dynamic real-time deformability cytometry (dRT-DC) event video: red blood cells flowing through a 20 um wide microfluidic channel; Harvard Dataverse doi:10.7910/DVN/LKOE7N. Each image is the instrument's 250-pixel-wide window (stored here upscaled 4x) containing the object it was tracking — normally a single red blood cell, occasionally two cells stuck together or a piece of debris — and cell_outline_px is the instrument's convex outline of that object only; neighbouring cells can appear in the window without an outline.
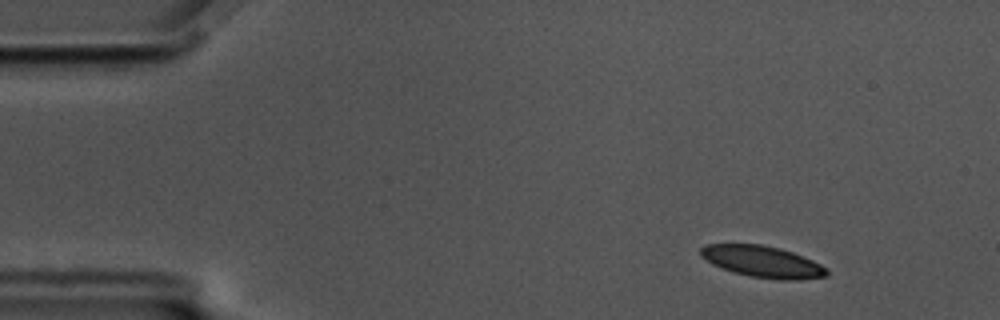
{"species": "common noctule bat (a hibernating species)", "species_latin": "Nyctalus noctula", "temperature_condition": "cold", "stored_images_in_passage": 51, "camera_frame_rate_fps": 3000, "um_per_image_px": 0.085, "animal": {"sex": "male", "body_mass_g": 17.5, "forearm_length_mm": 52.3}, "frame": {"image": 1, "passage_image": 7, "time_ms": 2.0, "image_size_px": [1000, 320], "cell_outline_px": [[828, 276], [796, 280], [780, 280], [752, 276], [736, 272], [712, 264], [700, 256], [700, 248], [704, 244], [760, 244], [780, 248], [792, 252], [812, 260], [828, 268]], "centroid_in_image_um": [64.82, 22.23], "position_along_channel_um": 20.2, "area_um2": 23.0}}
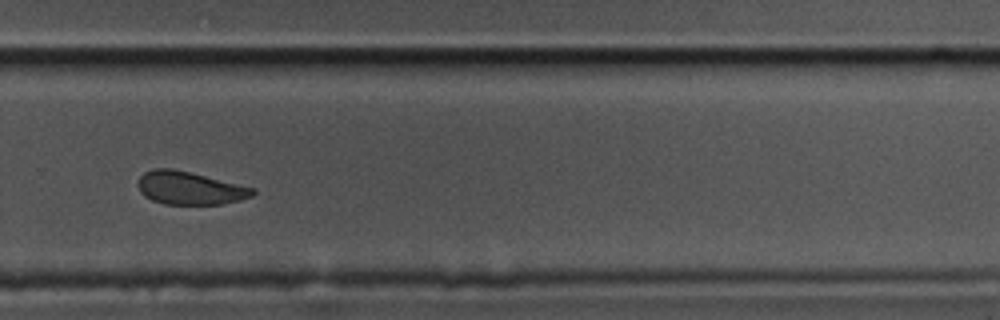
{"frame": {"image": 2, "passage_image": 40, "time_ms": 13.0, "image_size_px": [1000, 320], "cell_outline_px": [[256, 192], [252, 196], [240, 200], [220, 204], [164, 204], [152, 200], [144, 196], [140, 192], [136, 184], [140, 176], [144, 172], [156, 168], [172, 168], [256, 188]], "centroid_in_image_um": [16.11, 15.99], "position_along_channel_um": 313.7, "area_um2": 22.08}}
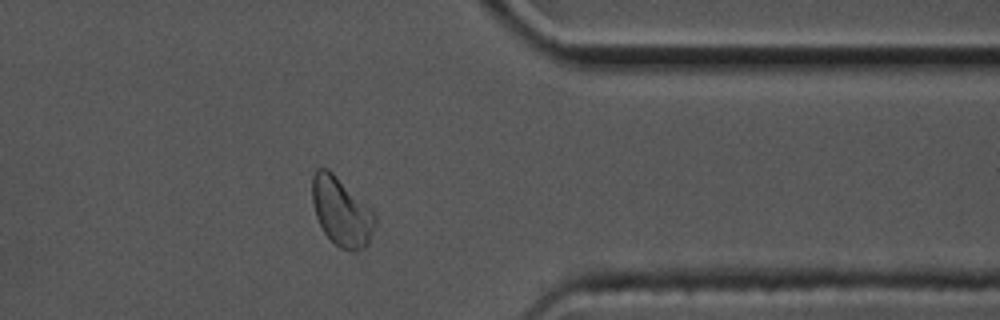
{"frame": {"image": 3, "passage_image": 47, "time_ms": 15.333, "image_size_px": [1000, 320], "cell_outline_px": [[376, 224], [368, 244], [364, 248], [356, 252], [352, 252], [340, 248], [324, 232], [316, 216], [312, 204], [312, 176], [316, 168], [328, 168], [376, 216]], "centroid_in_image_um": [29.0, 18.02], "position_along_channel_um": 382.4, "area_um2": 24.68}, "authors_computed_cell_mechanics": {"area_um2": 23.1778, "velocity_mm_per_s": 3.4336, "shape_relaxation_time_tau1_ms": 4.152, "shape_relaxation_time_tau2_ms": 4.623, "deformation_change_tau1": 0.1042, "deformation_change_tau2": 0.0806}}